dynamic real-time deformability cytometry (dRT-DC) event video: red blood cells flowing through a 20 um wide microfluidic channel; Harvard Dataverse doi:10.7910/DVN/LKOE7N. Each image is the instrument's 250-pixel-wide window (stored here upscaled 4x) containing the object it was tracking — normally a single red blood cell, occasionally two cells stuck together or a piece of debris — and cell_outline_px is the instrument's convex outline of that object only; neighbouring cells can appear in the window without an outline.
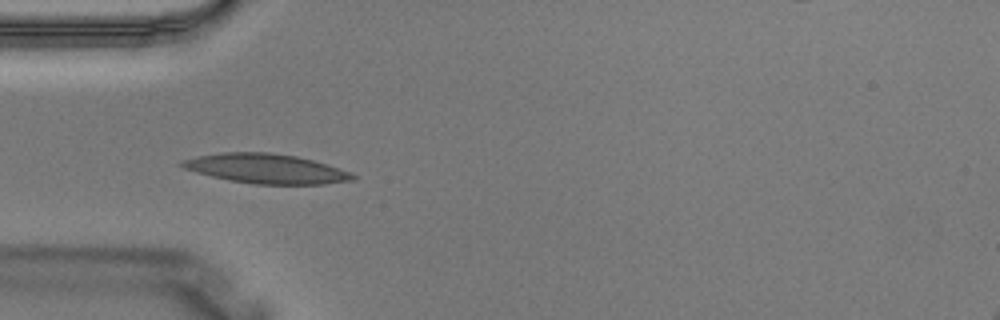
{"species": "Egyptian fruit bat (a non-hibernating species)", "species_latin": "Rousettus aegyptiacus", "temperature_condition": "warm", "stored_images_in_passage": 4, "camera_frame_rate_fps": 3000, "um_per_image_px": 0.085, "animal": {"sex": "male"}, "frame": {"image": 1, "passage_image": 3, "time_ms": 0.667, "image_size_px": [1000, 320], "cell_outline_px": [[356, 180], [324, 184], [256, 184], [228, 180], [196, 172], [184, 168], [176, 164], [180, 160], [196, 156], [224, 152], [268, 152], [296, 156], [328, 164], [352, 172], [356, 176]], "centroid_in_image_um": [22.62, 14.33], "position_along_channel_um": 62.4, "area_um2": 29.59}}